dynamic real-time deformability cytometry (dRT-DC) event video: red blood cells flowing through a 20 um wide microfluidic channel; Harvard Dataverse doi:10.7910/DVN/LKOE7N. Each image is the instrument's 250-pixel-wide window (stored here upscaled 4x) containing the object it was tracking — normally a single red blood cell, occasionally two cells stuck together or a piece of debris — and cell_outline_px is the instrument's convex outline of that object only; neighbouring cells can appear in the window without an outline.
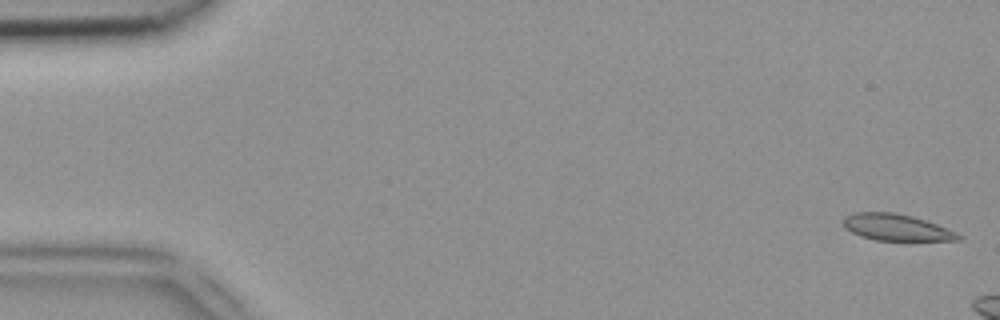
{"species": "common noctule bat (a hibernating species)", "species_latin": "Nyctalus noctula", "temperature_condition": "room temperature", "stored_images_in_passage": 12, "camera_frame_rate_fps": 3000, "um_per_image_px": 0.085, "animal": {"sex": "female", "body_mass_g": 18.4}, "frame": {"image": 1, "passage_image": 1, "time_ms": 0.0, "image_size_px": [1000, 320], "cell_outline_px": [[964, 236], [960, 240], [876, 240], [860, 236], [844, 228], [844, 216], [852, 212], [892, 212], [912, 216], [936, 224], [956, 232]], "centroid_in_image_um": [76.17, 19.32], "position_along_channel_um": 8.8, "area_um2": 17.69}}